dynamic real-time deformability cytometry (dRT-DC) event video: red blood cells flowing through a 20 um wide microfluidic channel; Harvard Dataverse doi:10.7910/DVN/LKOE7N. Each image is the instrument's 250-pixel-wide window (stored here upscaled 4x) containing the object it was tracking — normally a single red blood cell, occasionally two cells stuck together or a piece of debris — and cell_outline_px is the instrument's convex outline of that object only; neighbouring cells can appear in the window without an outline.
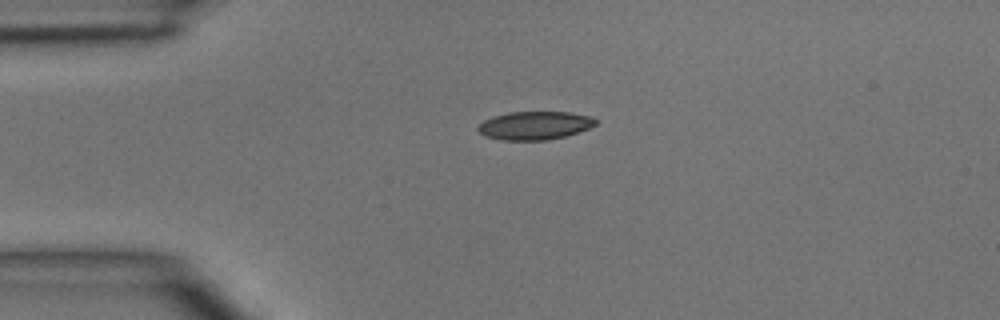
{"species": "common noctule bat (a hibernating species)", "species_latin": "Nyctalus noctula", "temperature_condition": "room temperature", "stored_images_in_passage": 4, "camera_frame_rate_fps": 3000, "um_per_image_px": 0.085, "animal": {"sex": "male", "body_mass_g": 15.6}, "frame": {"image": 1, "passage_image": 1, "time_ms": 0.0, "image_size_px": [1000, 320], "cell_outline_px": [[596, 124], [588, 128], [564, 136], [544, 140], [500, 140], [488, 136], [480, 132], [476, 128], [484, 120], [492, 116], [508, 112], [568, 112], [588, 116], [596, 120]], "centroid_in_image_um": [45.4, 10.66], "position_along_channel_um": 39.6, "area_um2": 19.07}}
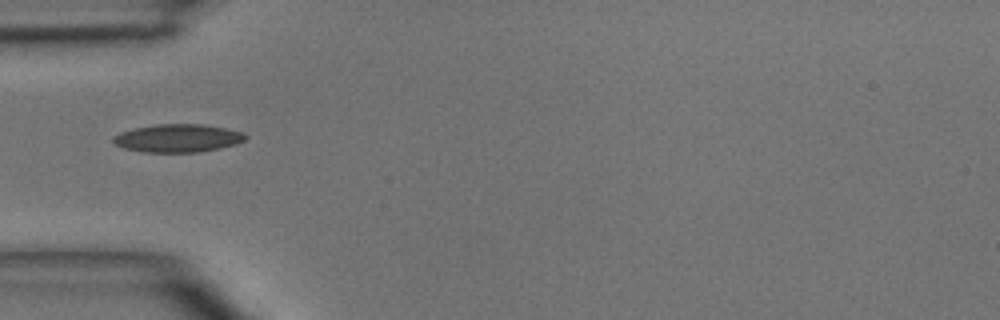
{"frame": {"image": 2, "passage_image": 2, "time_ms": 1.333, "image_size_px": [1000, 320], "cell_outline_px": [[248, 136], [244, 140], [236, 144], [220, 148], [200, 152], [144, 152], [124, 148], [116, 144], [112, 140], [112, 136], [120, 132], [136, 128], [156, 124], [204, 124], [244, 132]], "centroid_in_image_um": [15.13, 11.74], "position_along_channel_um": 69.9, "area_um2": 21.62}}
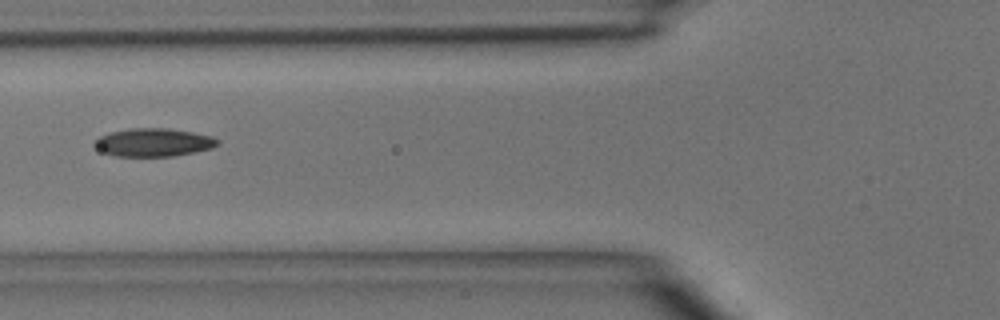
{"frame": {"image": 3, "passage_image": 3, "time_ms": 2.333, "image_size_px": [1000, 320], "cell_outline_px": [[220, 144], [212, 148], [172, 156], [116, 156], [104, 152], [96, 148], [92, 144], [100, 136], [108, 132], [128, 128], [168, 128], [192, 132], [212, 136], [220, 140]], "centroid_in_image_um": [13.04, 12.09], "position_along_channel_um": 112.8, "area_um2": 20.23}}